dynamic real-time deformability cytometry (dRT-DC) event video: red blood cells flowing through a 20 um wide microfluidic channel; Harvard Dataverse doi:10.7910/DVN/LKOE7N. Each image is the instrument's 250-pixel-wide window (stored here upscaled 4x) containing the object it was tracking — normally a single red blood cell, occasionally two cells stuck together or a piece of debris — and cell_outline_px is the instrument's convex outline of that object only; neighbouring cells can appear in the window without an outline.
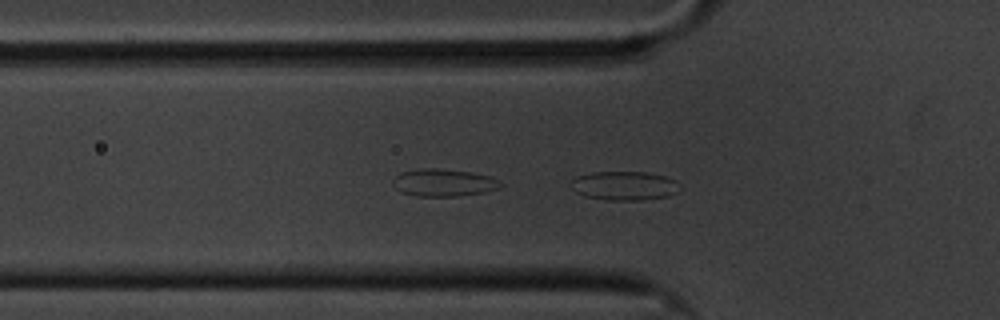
{"species": "common noctule bat (a hibernating species)", "species_latin": "Nyctalus noctula", "temperature_condition": "cold", "stored_images_in_passage": 53, "camera_frame_rate_fps": 3000, "um_per_image_px": 0.085, "animal": {"sex": "male", "body_mass_g": 20.1, "forearm_length_mm": 53.5}, "frame": {"image": 1, "passage_image": 14, "time_ms": 4.333, "image_size_px": [1000, 320], "cell_outline_px": [[684, 188], [680, 192], [668, 196], [640, 200], [608, 200], [584, 196], [576, 192], [572, 188], [572, 180], [576, 176], [592, 172], [648, 172], [668, 176], [676, 180]], "centroid_in_image_um": [53.16, 15.78], "position_along_channel_um": 72.6, "area_um2": 18.73}}
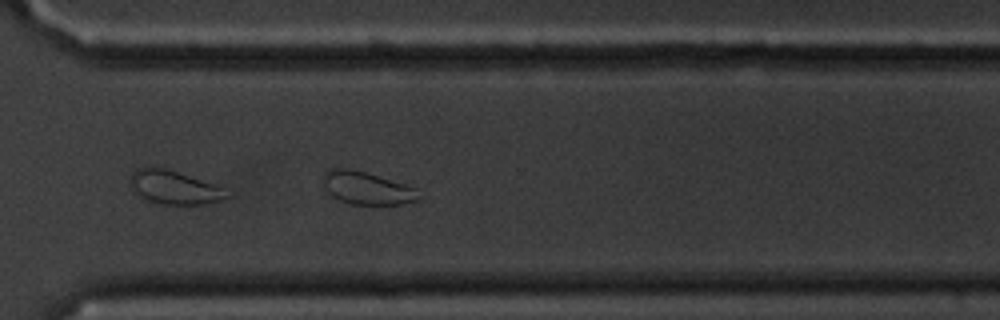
{"frame": {"image": 2, "passage_image": 38, "time_ms": 12.333, "image_size_px": [1000, 320], "cell_outline_px": [[424, 196], [416, 200], [404, 204], [352, 204], [340, 200], [332, 196], [328, 192], [324, 184], [324, 172], [332, 168], [348, 168], [364, 172], [404, 184], [416, 188]], "centroid_in_image_um": [31.22, 16.0], "position_along_channel_um": 339.4, "area_um2": 18.03}}
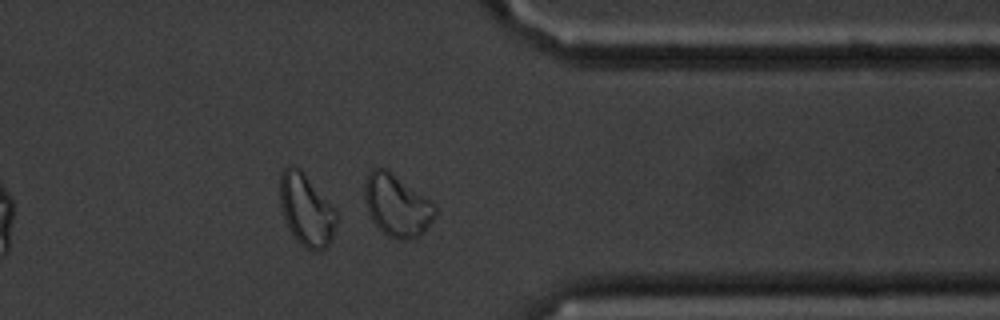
{"frame": {"image": 3, "passage_image": 42, "time_ms": 13.667, "image_size_px": [1000, 320], "cell_outline_px": [[436, 216], [424, 232], [420, 236], [412, 240], [396, 240], [388, 236], [372, 220], [368, 212], [364, 200], [364, 184], [368, 172], [372, 168], [384, 168], [432, 200], [436, 208]], "centroid_in_image_um": [33.75, 17.48], "position_along_channel_um": 377.7, "area_um2": 25.66}, "authors_computed_cell_mechanics": {"area_um2": 19.5364, "velocity_mm_per_s": 3.3303, "shape_relaxation_time_tau1_ms": 8.0821, "shape_relaxation_time_tau2_ms": 2.6532, "deformation_change_tau1": 0.1091, "deformation_change_tau2": 0.0742}}